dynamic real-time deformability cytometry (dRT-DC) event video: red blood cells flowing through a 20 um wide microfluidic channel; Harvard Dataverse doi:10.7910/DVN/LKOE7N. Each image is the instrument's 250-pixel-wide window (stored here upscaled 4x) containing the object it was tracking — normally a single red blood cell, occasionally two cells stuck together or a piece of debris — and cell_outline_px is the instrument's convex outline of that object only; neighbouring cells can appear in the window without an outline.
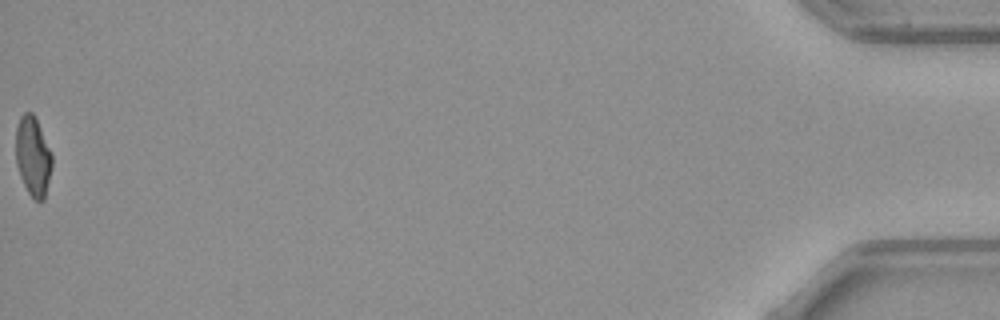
{"species": "common noctule bat (a hibernating species)", "species_latin": "Nyctalus noctula", "temperature_condition": "warm", "stored_images_in_passage": 52, "camera_frame_rate_fps": 3000, "um_per_image_px": 0.085, "animal": {"sex": "female", "body_mass_g": 21.9}, "frame": {"image": 1, "passage_image": 52, "time_ms": 17.0, "image_size_px": [1000, 320], "cell_outline_px": [[52, 168], [44, 200], [36, 200], [28, 192], [20, 176], [16, 164], [16, 128], [20, 116], [24, 112], [32, 112], [36, 120], [52, 156]], "centroid_in_image_um": [2.79, 13.3], "position_along_channel_um": 432.4, "area_um2": 16.47}, "authors_computed_cell_mechanics": {"area_um2": 18.1492, "velocity_mm_per_s": 3.8611, "shape_relaxation_time_tau1_ms": 5.6616, "shape_relaxation_time_tau2_ms": 1.825, "deformation_change_tau1": 0.176, "deformation_change_tau2": 0.0879}}